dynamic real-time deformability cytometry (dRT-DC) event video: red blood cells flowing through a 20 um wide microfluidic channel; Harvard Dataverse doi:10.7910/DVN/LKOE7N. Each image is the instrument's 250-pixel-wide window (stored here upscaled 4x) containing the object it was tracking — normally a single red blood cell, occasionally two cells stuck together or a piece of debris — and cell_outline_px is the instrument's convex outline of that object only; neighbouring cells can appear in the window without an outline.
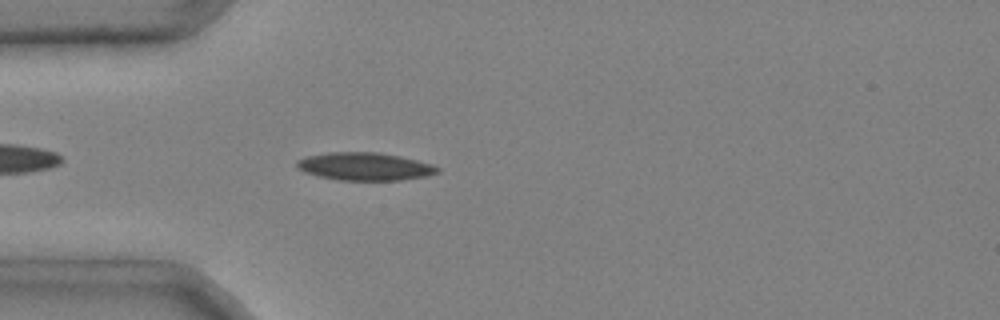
{"species": "common noctule bat (a hibernating species)", "species_latin": "Nyctalus noctula", "temperature_condition": "cold", "stored_images_in_passage": 38, "camera_frame_rate_fps": 3000, "um_per_image_px": 0.085, "animal": {"sex": "male", "body_mass_g": 20.4}, "frame": {"image": 1, "passage_image": 4, "time_ms": 1.0, "image_size_px": [1000, 320], "cell_outline_px": [[440, 172], [428, 176], [400, 180], [340, 180], [320, 176], [304, 172], [296, 168], [296, 160], [308, 156], [328, 152], [380, 152], [400, 156], [432, 164], [440, 168]], "centroid_in_image_um": [31.02, 14.14], "position_along_channel_um": 54.0, "area_um2": 22.89}}
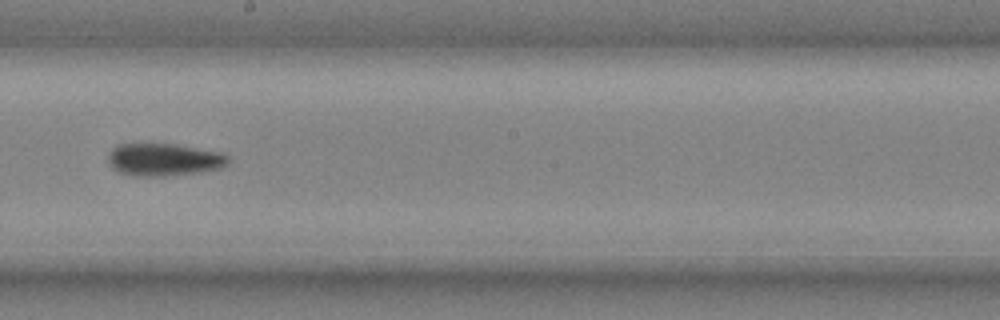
{"frame": {"image": 2, "passage_image": 18, "time_ms": 5.667, "image_size_px": [1000, 320], "cell_outline_px": [[228, 164], [220, 168], [196, 172], [164, 176], [136, 176], [120, 172], [112, 168], [108, 164], [108, 156], [112, 148], [116, 144], [176, 144], [220, 152], [228, 156]], "centroid_in_image_um": [13.9, 13.56], "position_along_channel_um": 234.3, "area_um2": 22.66}}
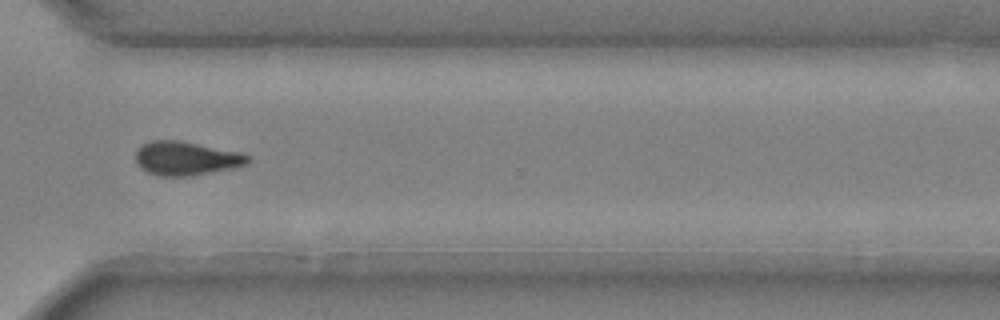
{"frame": {"image": 3, "passage_image": 27, "time_ms": 8.667, "image_size_px": [1000, 320], "cell_outline_px": [[252, 160], [248, 164], [236, 168], [192, 176], [156, 176], [140, 168], [136, 164], [136, 148], [140, 144], [152, 140], [180, 140], [240, 152], [252, 156]], "centroid_in_image_um": [15.84, 13.46], "position_along_channel_um": 354.8, "area_um2": 22.72}, "authors_computed_cell_mechanics": {"area_um2": 22.5998, "velocity_mm_per_s": 3.9999, "shape_relaxation_time_tau1_ms": 5.112, "shape_relaxation_time_tau2_ms": null, "deformation_change_tau1": 0.1625, "deformation_change_tau2": null}}